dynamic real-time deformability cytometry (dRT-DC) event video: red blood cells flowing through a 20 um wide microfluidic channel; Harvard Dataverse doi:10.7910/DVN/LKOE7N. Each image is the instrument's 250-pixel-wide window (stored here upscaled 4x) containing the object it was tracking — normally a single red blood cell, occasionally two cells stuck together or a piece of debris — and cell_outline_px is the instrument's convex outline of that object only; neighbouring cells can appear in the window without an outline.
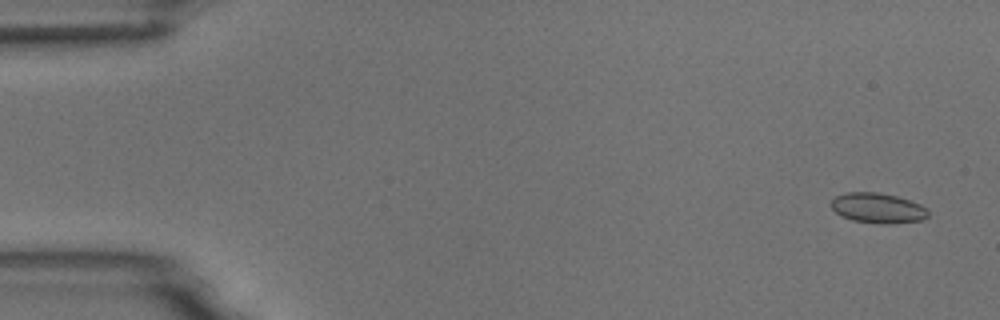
{"species": "common noctule bat (a hibernating species)", "species_latin": "Nyctalus noctula", "temperature_condition": "room temperature", "stored_images_in_passage": 4, "camera_frame_rate_fps": 3000, "um_per_image_px": 0.085, "animal": {"sex": "male", "body_mass_g": 18.8}, "frame": {"image": 1, "passage_image": 1, "time_ms": 0.0, "image_size_px": [1000, 320], "cell_outline_px": [[928, 216], [924, 220], [888, 224], [880, 224], [852, 220], [840, 216], [832, 208], [832, 200], [836, 196], [844, 192], [876, 192], [896, 196], [920, 204], [928, 208]], "centroid_in_image_um": [74.62, 17.69], "position_along_channel_um": 10.4, "area_um2": 17.11}}
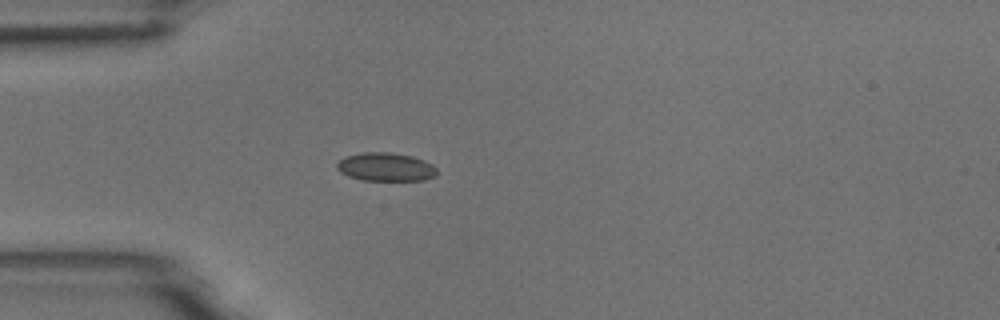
{"frame": {"image": 2, "passage_image": 4, "time_ms": 4.333, "image_size_px": [1000, 320], "cell_outline_px": [[436, 176], [424, 180], [360, 180], [348, 176], [340, 172], [336, 168], [336, 164], [344, 156], [360, 152], [392, 152], [412, 156], [424, 160], [432, 164], [436, 168]], "centroid_in_image_um": [32.76, 14.18], "position_along_channel_um": 52.2, "area_um2": 16.76}}